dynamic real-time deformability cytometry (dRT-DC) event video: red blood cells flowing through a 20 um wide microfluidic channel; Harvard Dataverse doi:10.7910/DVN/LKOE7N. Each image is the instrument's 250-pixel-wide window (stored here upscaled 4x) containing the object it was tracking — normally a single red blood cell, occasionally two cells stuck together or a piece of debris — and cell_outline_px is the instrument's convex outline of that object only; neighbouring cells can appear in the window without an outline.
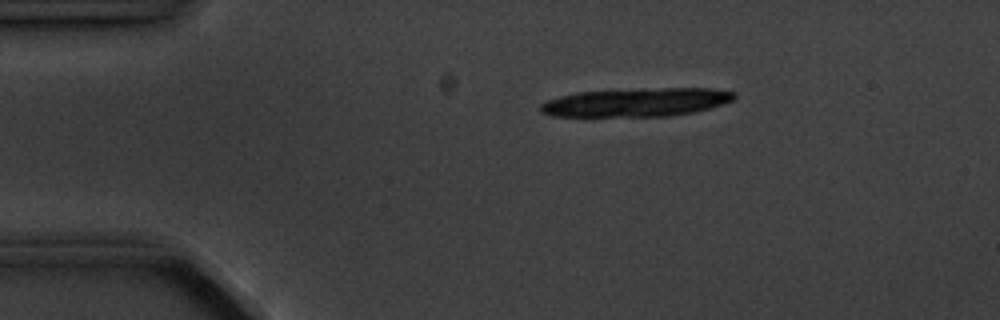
{"species": "common noctule bat (a hibernating species)", "species_latin": "Nyctalus noctula", "temperature_condition": "cold", "stored_images_in_passage": 8, "camera_frame_rate_fps": 3000, "um_per_image_px": 0.085, "animal": {"sex": "male", "body_mass_g": 20.1, "forearm_length_mm": 53.5}, "frame": {"image": 1, "passage_image": 3, "time_ms": 2.0, "image_size_px": [1000, 320], "cell_outline_px": [[736, 96], [732, 100], [724, 104], [692, 112], [672, 116], [552, 116], [540, 112], [540, 104], [548, 100], [560, 96], [576, 92], [644, 88], [712, 88], [736, 92]], "centroid_in_image_um": [54.1, 8.69], "position_along_channel_um": 30.9, "area_um2": 32.31}}
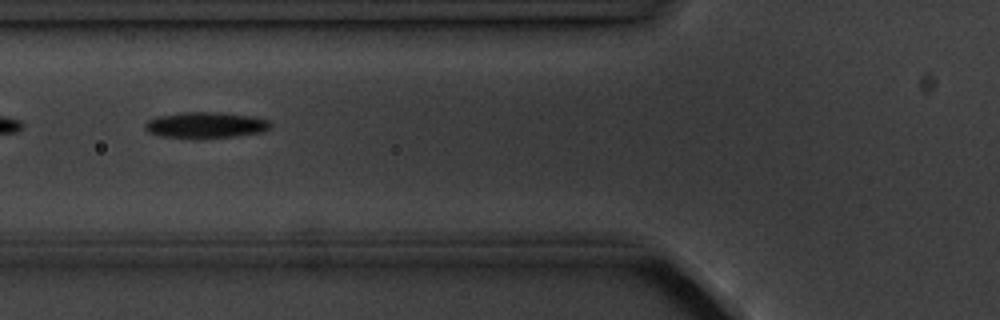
{"frame": {"image": 2, "passage_image": 6, "time_ms": 5.667, "image_size_px": [1000, 320], "cell_outline_px": [[272, 128], [264, 132], [236, 136], [160, 136], [148, 132], [144, 128], [144, 124], [148, 120], [156, 116], [180, 112], [220, 112], [252, 116], [272, 120]], "centroid_in_image_um": [17.55, 10.59], "position_along_channel_um": 108.3, "area_um2": 18.79}}